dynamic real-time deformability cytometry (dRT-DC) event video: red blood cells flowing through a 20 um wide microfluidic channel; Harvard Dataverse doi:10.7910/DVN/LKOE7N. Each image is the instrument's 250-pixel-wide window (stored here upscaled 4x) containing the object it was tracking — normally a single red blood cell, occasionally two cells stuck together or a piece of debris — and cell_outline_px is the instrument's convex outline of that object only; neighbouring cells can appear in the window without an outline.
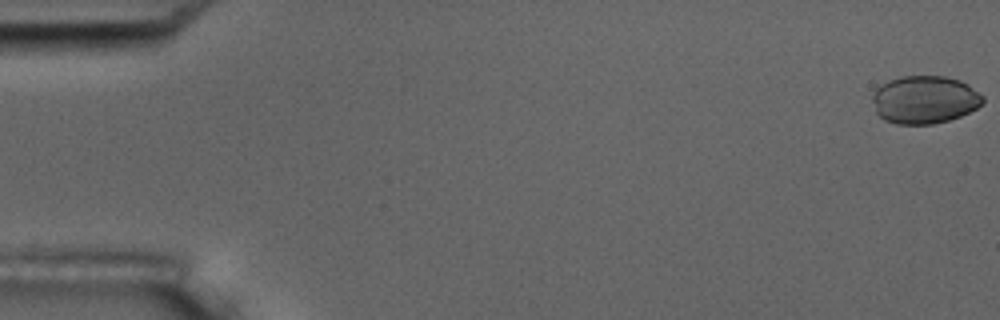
{"species": "common noctule bat (a hibernating species)", "species_latin": "Nyctalus noctula", "temperature_condition": "room temperature", "stored_images_in_passage": 6, "camera_frame_rate_fps": 3000, "um_per_image_px": 0.085, "animal": {"sex": "male", "body_mass_g": 17.5, "forearm_length_mm": 52.3}, "frame": {"image": 1, "passage_image": 1, "time_ms": 0.0, "image_size_px": [1000, 320], "cell_outline_px": [[984, 100], [976, 108], [960, 116], [948, 120], [932, 124], [896, 124], [884, 120], [876, 112], [872, 100], [872, 96], [876, 88], [880, 84], [888, 80], [900, 76], [944, 76], [960, 80], [968, 84], [984, 96]], "centroid_in_image_um": [78.57, 8.46], "position_along_channel_um": 6.4, "area_um2": 30.92}}